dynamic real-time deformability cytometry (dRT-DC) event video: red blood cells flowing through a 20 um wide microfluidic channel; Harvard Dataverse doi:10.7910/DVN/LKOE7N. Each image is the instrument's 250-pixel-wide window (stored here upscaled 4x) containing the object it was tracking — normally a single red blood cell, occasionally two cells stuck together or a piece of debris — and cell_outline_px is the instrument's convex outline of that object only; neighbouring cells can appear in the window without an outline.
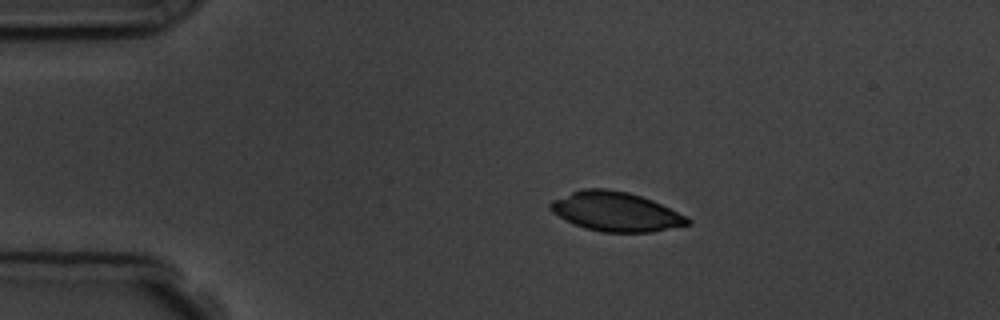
{"species": "common noctule bat (a hibernating species)", "species_latin": "Nyctalus noctula", "temperature_condition": "room temperature", "stored_images_in_passage": 3, "camera_frame_rate_fps": 3000, "um_per_image_px": 0.085, "animal": {"sex": "male", "body_mass_g": 19.5, "forearm_length_mm": 54.6}, "frame": {"image": 1, "passage_image": 2, "time_ms": 1.333, "image_size_px": [1000, 320], "cell_outline_px": [[692, 224], [652, 232], [600, 232], [584, 228], [552, 212], [548, 208], [548, 204], [552, 200], [580, 188], [608, 188], [628, 192], [652, 200], [688, 216], [692, 220]], "centroid_in_image_um": [52.36, 17.98], "position_along_channel_um": 32.6, "area_um2": 31.62}}